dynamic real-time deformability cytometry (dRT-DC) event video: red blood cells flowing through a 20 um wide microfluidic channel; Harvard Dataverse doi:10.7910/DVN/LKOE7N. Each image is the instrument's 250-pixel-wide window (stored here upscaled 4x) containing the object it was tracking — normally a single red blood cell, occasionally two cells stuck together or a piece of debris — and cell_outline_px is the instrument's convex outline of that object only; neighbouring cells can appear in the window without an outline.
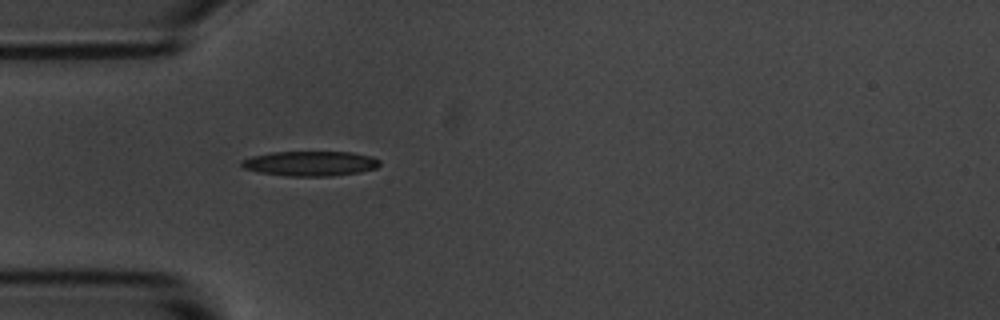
{"species": "common noctule bat (a hibernating species)", "species_latin": "Nyctalus noctula", "temperature_condition": "room temperature", "stored_images_in_passage": 39, "camera_frame_rate_fps": 3000, "um_per_image_px": 0.085, "animal": {"sex": "male", "body_mass_g": 20.1, "forearm_length_mm": 53.5}, "frame": {"image": 1, "passage_image": 1, "time_ms": 0.0, "image_size_px": [1000, 320], "cell_outline_px": [[380, 164], [376, 168], [360, 172], [332, 176], [288, 176], [260, 172], [244, 168], [240, 164], [240, 160], [252, 156], [272, 152], [352, 152], [372, 156], [380, 160]], "centroid_in_image_um": [26.39, 13.89], "position_along_channel_um": 58.6, "area_um2": 20.06}}
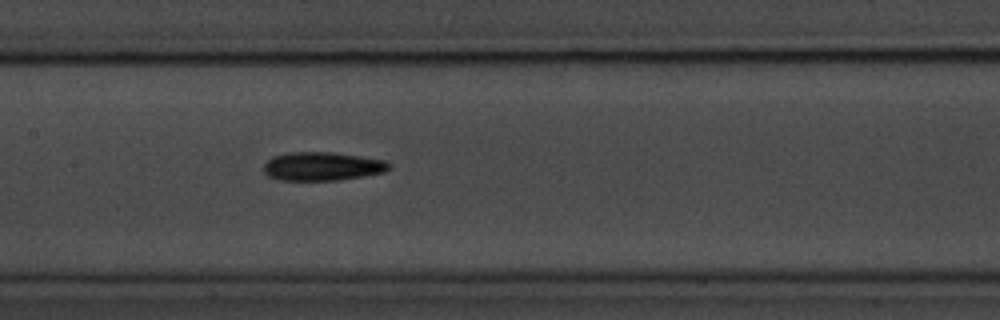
{"frame": {"image": 2, "passage_image": 11, "time_ms": 3.333, "image_size_px": [1000, 320], "cell_outline_px": [[392, 168], [384, 172], [364, 176], [336, 180], [280, 180], [268, 176], [264, 172], [264, 164], [272, 156], [288, 152], [332, 152], [388, 160], [392, 164]], "centroid_in_image_um": [27.43, 14.13], "position_along_channel_um": 180.0, "area_um2": 21.1}}
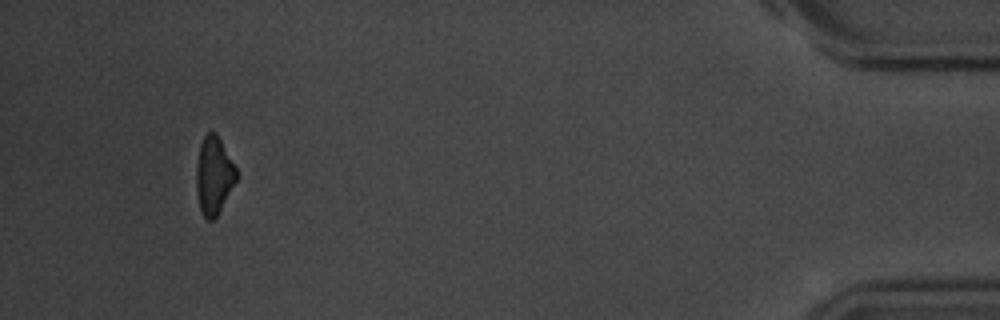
{"frame": {"image": 3, "passage_image": 36, "time_ms": 11.667, "image_size_px": [1000, 320], "cell_outline_px": [[236, 180], [216, 216], [212, 220], [208, 220], [200, 212], [196, 192], [196, 168], [200, 144], [204, 136], [208, 132], [216, 132], [236, 168]], "centroid_in_image_um": [18.14, 14.91], "position_along_channel_um": 417.1, "area_um2": 17.86}, "authors_computed_cell_mechanics": {"area_um2": 19.7098, "velocity_mm_per_s": 3.7034, "shape_relaxation_time_tau1_ms": 2.8974, "shape_relaxation_time_tau2_ms": null, "deformation_change_tau1": 0.1112, "deformation_change_tau2": null}}